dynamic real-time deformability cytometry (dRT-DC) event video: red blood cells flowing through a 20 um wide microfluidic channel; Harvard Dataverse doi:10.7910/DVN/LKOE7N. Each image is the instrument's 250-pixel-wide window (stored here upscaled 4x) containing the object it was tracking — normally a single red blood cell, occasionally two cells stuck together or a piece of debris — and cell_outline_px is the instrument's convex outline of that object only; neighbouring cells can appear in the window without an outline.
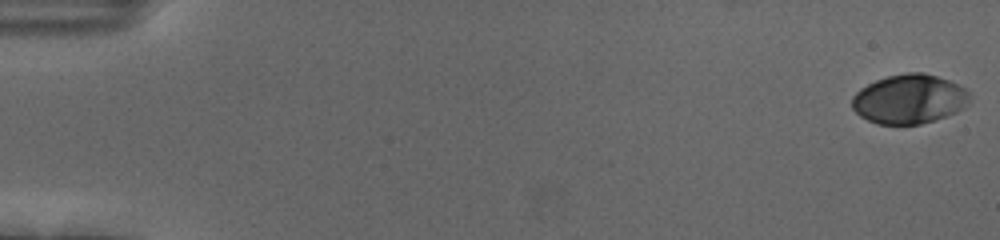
{"species": "human", "species_latin": "Homo sapiens", "temperature_condition": "cold", "stored_images_in_passage": 56, "camera_frame_rate_fps": 3000, "um_per_image_px": 0.085, "donor": {"sex": "female"}, "frame": {"image": 1, "passage_image": 1, "time_ms": 0.0, "image_size_px": [1000, 240], "cell_outline_px": [[968, 100], [964, 108], [956, 112], [936, 120], [920, 124], [880, 124], [868, 120], [860, 116], [852, 108], [852, 96], [860, 88], [876, 80], [888, 76], [908, 72], [924, 72], [948, 80], [964, 88], [968, 92]], "centroid_in_image_um": [77.26, 8.42], "position_along_channel_um": 7.7, "area_um2": 33.64}}
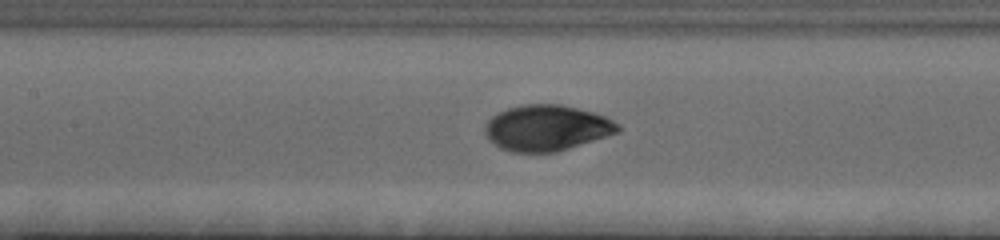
{"frame": {"image": 2, "passage_image": 27, "time_ms": 8.667, "image_size_px": [1000, 240], "cell_outline_px": [[620, 132], [556, 152], [512, 152], [500, 148], [488, 140], [484, 132], [484, 128], [488, 120], [496, 112], [508, 108], [524, 104], [560, 104], [592, 112], [604, 116], [620, 124]], "centroid_in_image_um": [46.44, 10.87], "position_along_channel_um": 161.0, "area_um2": 35.55}}
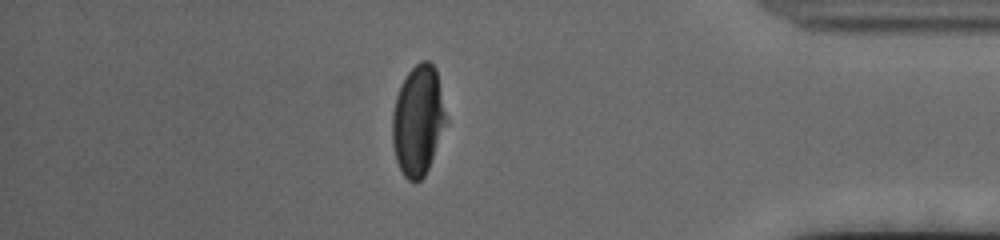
{"frame": {"image": 3, "passage_image": 49, "time_ms": 16.0, "image_size_px": [1000, 240], "cell_outline_px": [[448, 120], [428, 168], [424, 176], [420, 180], [408, 180], [404, 176], [396, 160], [392, 144], [392, 112], [396, 96], [408, 72], [420, 60], [428, 60], [436, 68]], "centroid_in_image_um": [35.54, 10.22], "position_along_channel_um": 399.7, "area_um2": 34.45}, "authors_computed_cell_mechanics": {"area_um2": 34.6222, "velocity_mm_per_s": 3.6638, "shape_relaxation_time_tau1_ms": 3.0546, "shape_relaxation_time_tau2_ms": null, "deformation_change_tau1": 0.1583, "deformation_change_tau2": null}}